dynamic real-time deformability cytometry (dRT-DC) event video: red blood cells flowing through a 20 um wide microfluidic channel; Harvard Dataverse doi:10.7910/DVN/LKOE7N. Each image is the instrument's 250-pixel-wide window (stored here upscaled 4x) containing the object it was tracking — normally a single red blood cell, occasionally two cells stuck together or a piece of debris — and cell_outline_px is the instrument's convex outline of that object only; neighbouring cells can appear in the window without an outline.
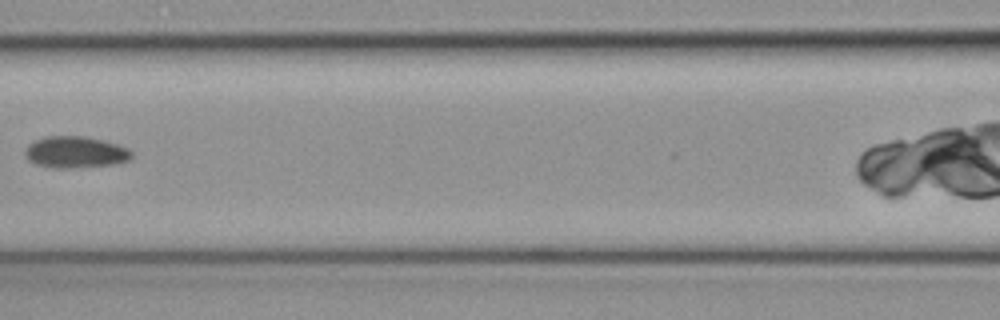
{"species": "common noctule bat (a hibernating species)", "species_latin": "Nyctalus noctula", "temperature_condition": "cold", "stored_images_in_passage": 3, "camera_frame_rate_fps": 3000, "um_per_image_px": 0.085, "animal": {"sex": "female", "body_mass_g": 19.3, "forearm_length_mm": 54.1}, "frame": {"image": 1, "passage_image": 3, "time_ms": 0.667, "image_size_px": [1000, 320], "cell_outline_px": [[132, 160], [120, 164], [76, 168], [48, 168], [36, 164], [28, 160], [24, 156], [24, 152], [28, 144], [44, 136], [84, 136], [104, 140], [128, 148], [132, 152]], "centroid_in_image_um": [6.43, 12.95], "position_along_channel_um": 160.2, "area_um2": 20.11}}